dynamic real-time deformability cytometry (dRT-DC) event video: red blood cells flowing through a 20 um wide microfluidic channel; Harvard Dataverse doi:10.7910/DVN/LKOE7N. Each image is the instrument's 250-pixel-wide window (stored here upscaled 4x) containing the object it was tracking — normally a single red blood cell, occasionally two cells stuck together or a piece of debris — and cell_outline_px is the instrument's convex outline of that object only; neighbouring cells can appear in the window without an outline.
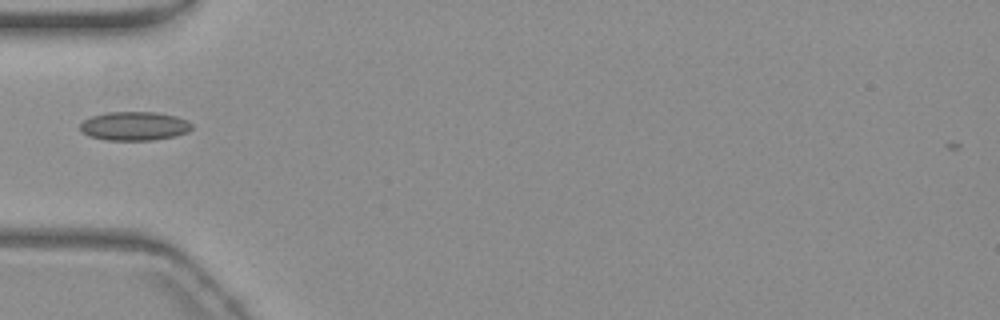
{"species": "common noctule bat (a hibernating species)", "species_latin": "Nyctalus noctula", "temperature_condition": "warm", "stored_images_in_passage": 38, "camera_frame_rate_fps": 3000, "um_per_image_px": 0.085, "animal": {"sex": "female", "body_mass_g": 19.3, "forearm_length_mm": 54.1}, "frame": {"image": 1, "passage_image": 1, "time_ms": 0.0, "image_size_px": [1000, 320], "cell_outline_px": [[192, 128], [188, 132], [176, 136], [152, 140], [108, 140], [88, 136], [80, 128], [80, 124], [84, 120], [92, 116], [108, 112], [156, 112], [176, 116], [188, 120], [192, 124]], "centroid_in_image_um": [11.46, 10.71], "position_along_channel_um": 73.5, "area_um2": 18.79}}
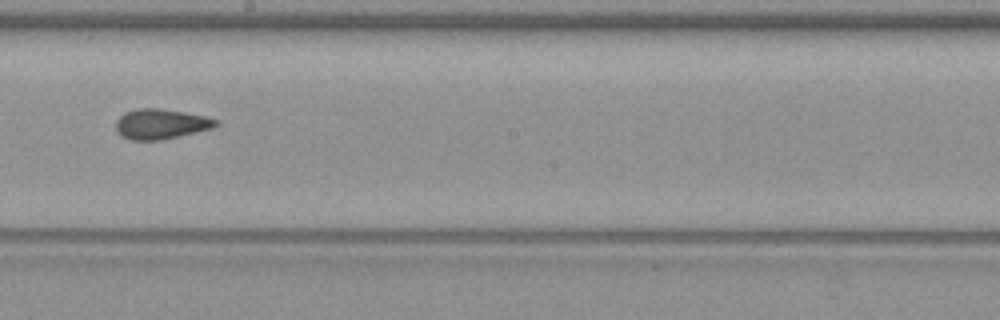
{"frame": {"image": 2, "passage_image": 14, "time_ms": 4.333, "image_size_px": [1000, 320], "cell_outline_px": [[220, 124], [212, 128], [160, 140], [132, 140], [124, 136], [116, 128], [116, 120], [124, 112], [136, 108], [160, 108], [184, 112], [204, 116], [216, 120]], "centroid_in_image_um": [13.66, 10.52], "position_along_channel_um": 234.5, "area_um2": 17.28}}
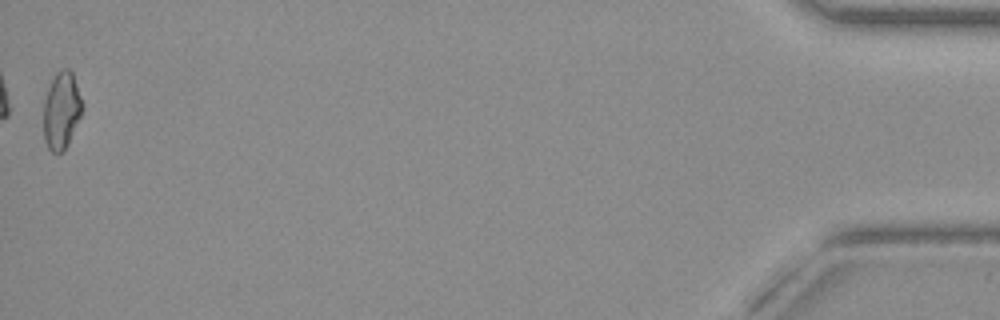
{"frame": {"image": 3, "passage_image": 38, "time_ms": 12.333, "image_size_px": [1000, 320], "cell_outline_px": [[84, 108], [64, 152], [52, 152], [48, 148], [44, 140], [44, 100], [48, 88], [56, 72], [64, 68], [68, 68], [72, 72], [84, 104]], "centroid_in_image_um": [5.24, 9.38], "position_along_channel_um": 430.0, "area_um2": 17.46}}